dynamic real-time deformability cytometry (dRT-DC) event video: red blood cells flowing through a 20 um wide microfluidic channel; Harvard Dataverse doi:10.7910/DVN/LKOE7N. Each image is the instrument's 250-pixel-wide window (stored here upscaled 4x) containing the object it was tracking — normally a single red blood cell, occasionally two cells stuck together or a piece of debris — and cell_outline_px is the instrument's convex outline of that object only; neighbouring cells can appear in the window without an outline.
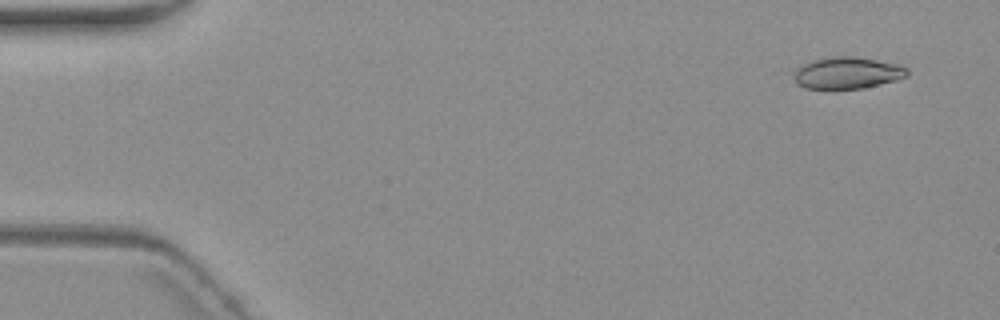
{"species": "common noctule bat (a hibernating species)", "species_latin": "Nyctalus noctula", "temperature_condition": "warm", "stored_images_in_passage": 4, "camera_frame_rate_fps": 3000, "um_per_image_px": 0.085, "animal": {"sex": "female", "body_mass_g": 19.3, "forearm_length_mm": 54.1}, "frame": {"image": 1, "passage_image": 1, "time_ms": 0.0, "image_size_px": [1000, 320], "cell_outline_px": [[908, 76], [896, 80], [860, 88], [804, 88], [796, 84], [784, 72], [792, 68], [812, 60], [832, 56], [852, 56], [900, 64], [908, 68]], "centroid_in_image_um": [71.86, 6.18], "position_along_channel_um": 13.1, "area_um2": 21.56}}
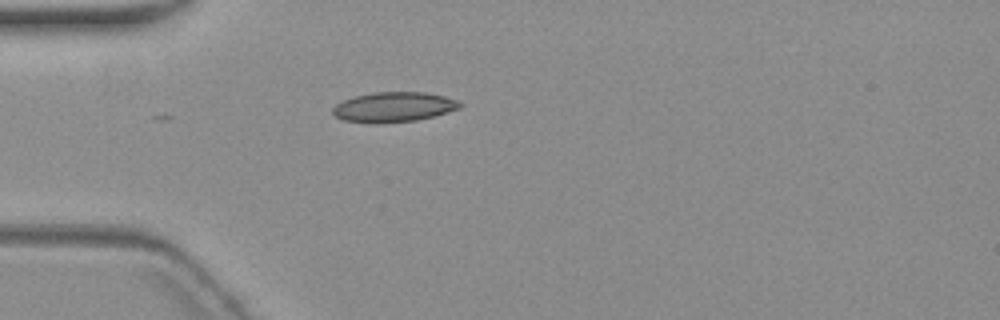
{"frame": {"image": 2, "passage_image": 4, "time_ms": 4.333, "image_size_px": [1000, 320], "cell_outline_px": [[464, 104], [460, 108], [436, 116], [416, 120], [380, 124], [376, 124], [344, 120], [336, 116], [332, 112], [332, 108], [336, 104], [344, 100], [356, 96], [372, 92], [428, 92], [444, 96], [456, 100]], "centroid_in_image_um": [33.49, 9.1], "position_along_channel_um": 51.5, "area_um2": 22.37}}